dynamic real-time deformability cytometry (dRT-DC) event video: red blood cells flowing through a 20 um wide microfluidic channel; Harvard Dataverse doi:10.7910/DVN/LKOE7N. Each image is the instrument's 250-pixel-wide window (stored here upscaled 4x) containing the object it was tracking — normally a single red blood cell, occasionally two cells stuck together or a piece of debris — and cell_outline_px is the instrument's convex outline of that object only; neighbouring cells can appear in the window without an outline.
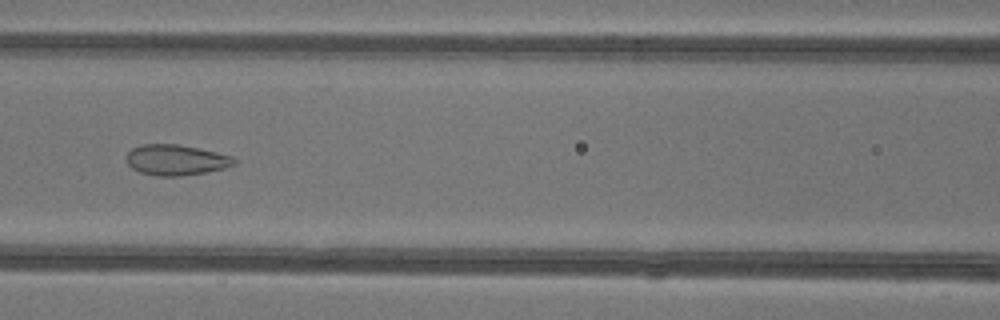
{"species": "common noctule bat (a hibernating species)", "species_latin": "Nyctalus noctula", "temperature_condition": "warm", "stored_images_in_passage": 38, "camera_frame_rate_fps": 3000, "um_per_image_px": 0.085, "animal": {"sex": "female"}, "frame": {"image": 1, "passage_image": 14, "time_ms": 4.333, "image_size_px": [1000, 320], "cell_outline_px": [[236, 164], [224, 168], [204, 172], [180, 176], [156, 176], [140, 172], [132, 168], [128, 164], [128, 152], [132, 148], [140, 144], [180, 144], [216, 152], [232, 156], [236, 160]], "centroid_in_image_um": [14.96, 13.59], "position_along_channel_um": 151.6, "area_um2": 19.13}}
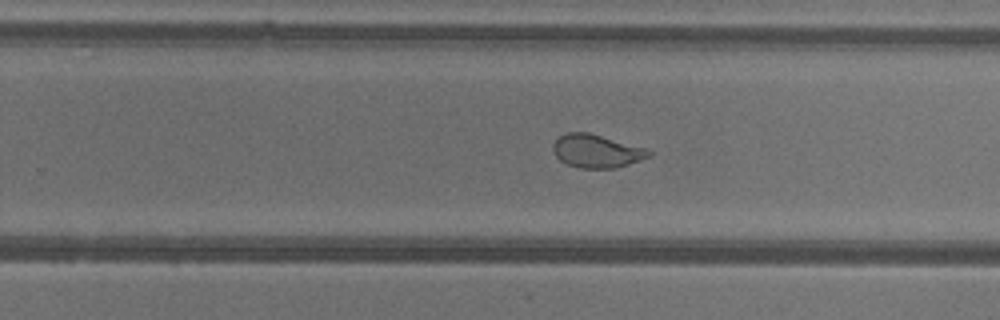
{"frame": {"image": 2, "passage_image": 23, "time_ms": 7.333, "image_size_px": [1000, 320], "cell_outline_px": [[652, 156], [616, 168], [580, 168], [568, 164], [560, 160], [556, 156], [552, 148], [552, 144], [564, 132], [588, 132], [648, 148], [652, 152]], "centroid_in_image_um": [50.73, 12.83], "position_along_channel_um": 279.1, "area_um2": 18.67}}
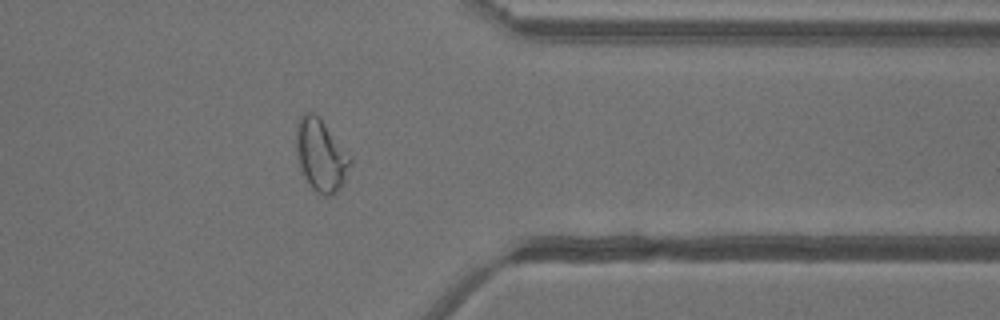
{"frame": {"image": 3, "passage_image": 31, "time_ms": 10.0, "image_size_px": [1000, 320], "cell_outline_px": [[352, 164], [340, 188], [332, 196], [324, 196], [316, 192], [308, 184], [300, 168], [296, 152], [296, 124], [300, 116], [304, 112], [316, 112], [320, 116], [352, 156]], "centroid_in_image_um": [27.29, 13.16], "position_along_channel_um": 384.1, "area_um2": 23.35}, "authors_computed_cell_mechanics": {"area_um2": 21.3571, "velocity_mm_per_s": 4.2658, "shape_relaxation_time_tau1_ms": null, "shape_relaxation_time_tau2_ms": 0.9236, "deformation_change_tau1": null, "deformation_change_tau2": 0.0656}}